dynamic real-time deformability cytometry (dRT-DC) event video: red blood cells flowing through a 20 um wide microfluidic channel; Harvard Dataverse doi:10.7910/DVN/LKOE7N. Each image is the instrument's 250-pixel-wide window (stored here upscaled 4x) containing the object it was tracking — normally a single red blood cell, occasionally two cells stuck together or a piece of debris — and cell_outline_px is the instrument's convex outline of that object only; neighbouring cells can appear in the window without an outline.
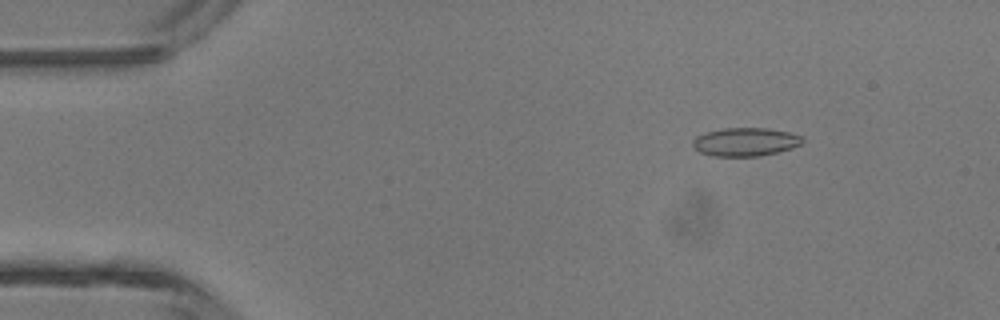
{"species": "common noctule bat (a hibernating species)", "species_latin": "Nyctalus noctula", "temperature_condition": "room temperature", "stored_images_in_passage": 3, "camera_frame_rate_fps": 3000, "um_per_image_px": 0.085, "animal": {"sex": "male", "body_mass_g": 13.3}, "frame": {"image": 1, "passage_image": 1, "time_ms": 0.0, "image_size_px": [1000, 320], "cell_outline_px": [[804, 140], [800, 144], [792, 148], [760, 156], [716, 156], [700, 152], [692, 144], [692, 140], [696, 136], [708, 132], [724, 128], [768, 128], [788, 132], [804, 136]], "centroid_in_image_um": [63.38, 12.05], "position_along_channel_um": 21.6, "area_um2": 18.03}}